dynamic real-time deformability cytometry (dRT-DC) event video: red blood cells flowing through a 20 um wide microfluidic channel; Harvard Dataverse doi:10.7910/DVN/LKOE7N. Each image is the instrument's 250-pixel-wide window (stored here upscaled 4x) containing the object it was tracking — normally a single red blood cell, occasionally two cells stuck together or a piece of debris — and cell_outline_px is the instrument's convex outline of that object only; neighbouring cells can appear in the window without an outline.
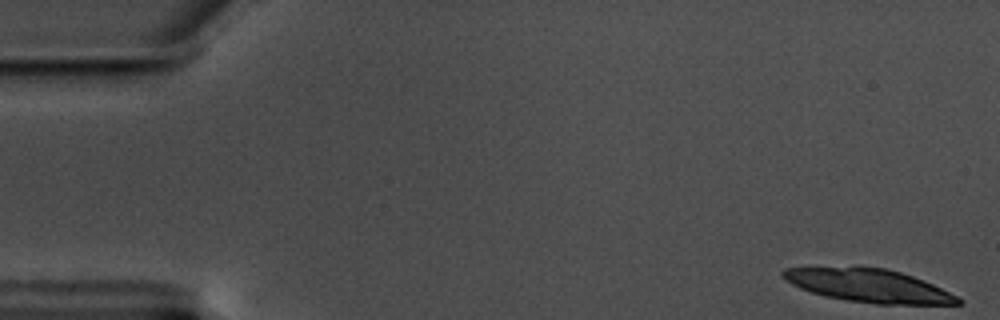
{"species": "common noctule bat (a hibernating species)", "species_latin": "Nyctalus noctula", "temperature_condition": "warm", "stored_images_in_passage": 17, "camera_frame_rate_fps": 3000, "um_per_image_px": 0.085, "animal": {"sex": "male", "body_mass_g": 17.5, "forearm_length_mm": 52.3}, "frame": {"image": 1, "passage_image": 1, "time_ms": 0.0, "image_size_px": [1000, 320], "cell_outline_px": [[964, 304], [876, 304], [848, 300], [824, 296], [800, 288], [792, 284], [780, 272], [784, 268], [856, 264], [860, 264], [884, 268], [900, 272], [924, 280], [964, 300]], "centroid_in_image_um": [73.79, 24.23], "position_along_channel_um": 11.2, "area_um2": 34.51}}